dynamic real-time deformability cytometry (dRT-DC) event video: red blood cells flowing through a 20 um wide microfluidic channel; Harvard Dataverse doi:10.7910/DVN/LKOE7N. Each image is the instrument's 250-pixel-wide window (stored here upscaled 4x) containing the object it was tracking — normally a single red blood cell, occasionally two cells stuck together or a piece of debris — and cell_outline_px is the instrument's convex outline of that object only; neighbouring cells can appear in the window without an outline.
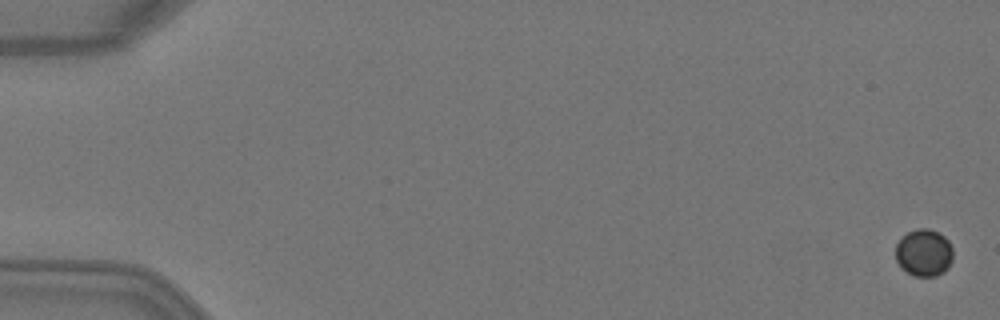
{"species": "Egyptian fruit bat (a non-hibernating species)", "species_latin": "Rousettus aegyptiacus", "temperature_condition": "warm", "stored_images_in_passage": 6, "camera_frame_rate_fps": 3000, "um_per_image_px": 0.085, "animal": {"sex": "female"}, "frame": {"image": 1, "passage_image": 1, "time_ms": 0.0, "image_size_px": [1000, 320], "cell_outline_px": [[952, 260], [948, 268], [944, 272], [936, 276], [912, 276], [900, 268], [896, 260], [896, 244], [908, 232], [916, 228], [928, 228], [940, 232], [948, 240], [952, 248]], "centroid_in_image_um": [78.53, 21.49], "position_along_channel_um": 6.5, "area_um2": 16.01}}
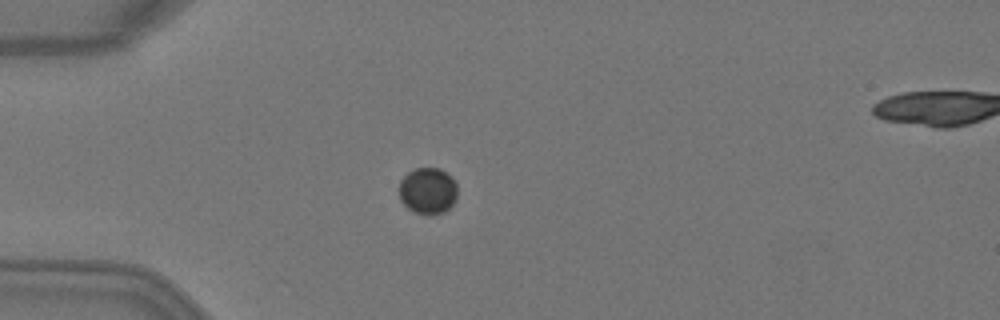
{"frame": {"image": 2, "passage_image": 5, "time_ms": 1.333, "image_size_px": [1000, 320], "cell_outline_px": [[456, 200], [444, 212], [432, 216], [428, 216], [416, 212], [408, 208], [400, 200], [400, 180], [408, 172], [416, 168], [440, 168], [452, 176], [456, 184]], "centroid_in_image_um": [36.38, 16.22], "position_along_channel_um": 48.6, "area_um2": 15.9}}